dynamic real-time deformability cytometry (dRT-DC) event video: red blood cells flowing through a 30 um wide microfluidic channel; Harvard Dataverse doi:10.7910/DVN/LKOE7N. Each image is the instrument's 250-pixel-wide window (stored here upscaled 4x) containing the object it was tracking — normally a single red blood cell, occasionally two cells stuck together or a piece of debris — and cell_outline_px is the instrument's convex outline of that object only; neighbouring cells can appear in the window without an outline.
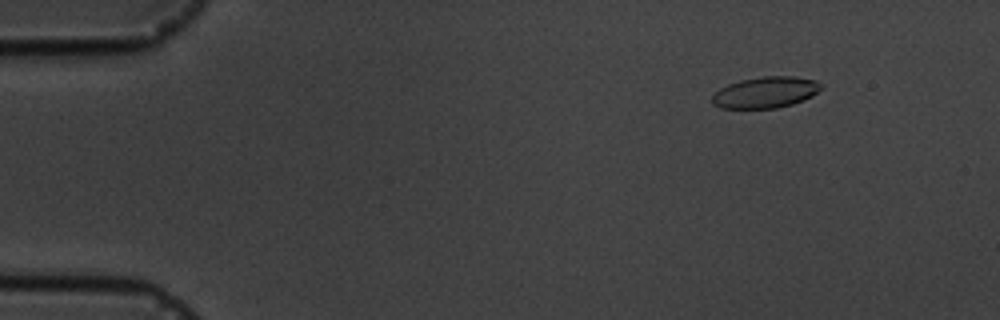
{"species": "common noctule bat (a hibernating species)", "species_latin": "Nyctalus noctula", "temperature_condition": "cold", "stored_images_in_passage": 6, "camera_frame_rate_fps": 3000, "um_per_image_px": 0.085, "animal": {"sex": "male", "body_mass_g": 19.5, "forearm_length_mm": 54.6}, "frame": {"image": 1, "passage_image": 2, "time_ms": 1.0, "image_size_px": [1000, 320], "cell_outline_px": [[820, 88], [812, 96], [804, 100], [792, 104], [776, 108], [720, 108], [712, 104], [712, 96], [720, 88], [728, 84], [740, 80], [764, 76], [796, 76], [816, 80], [820, 84]], "centroid_in_image_um": [65.05, 7.85], "position_along_channel_um": 20.0, "area_um2": 19.77}}
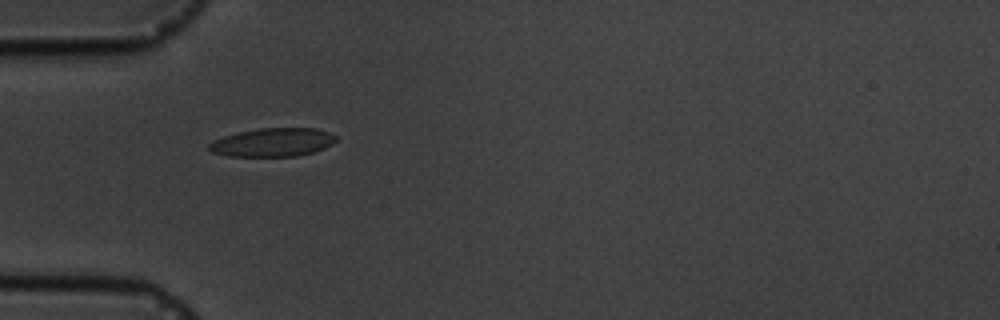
{"frame": {"image": 2, "passage_image": 5, "time_ms": 4.667, "image_size_px": [1000, 320], "cell_outline_px": [[336, 140], [332, 144], [324, 148], [312, 152], [296, 156], [228, 156], [212, 152], [208, 148], [208, 144], [212, 140], [236, 132], [260, 128], [316, 128], [328, 132], [336, 136]], "centroid_in_image_um": [23.15, 12.09], "position_along_channel_um": 61.8, "area_um2": 21.1}}
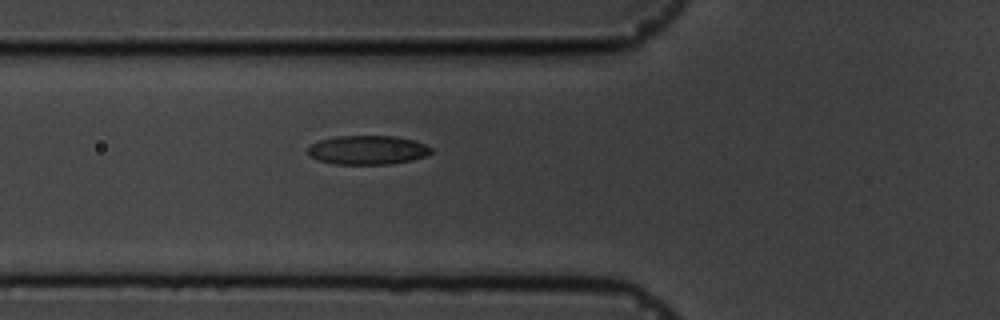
{"frame": {"image": 3, "passage_image": 6, "time_ms": 5.667, "image_size_px": [1000, 320], "cell_outline_px": [[432, 152], [424, 156], [412, 160], [392, 164], [336, 164], [316, 160], [308, 156], [308, 148], [312, 144], [320, 140], [336, 136], [396, 136], [416, 140], [432, 148]], "centroid_in_image_um": [31.24, 12.75], "position_along_channel_um": 94.6, "area_um2": 20.98}}